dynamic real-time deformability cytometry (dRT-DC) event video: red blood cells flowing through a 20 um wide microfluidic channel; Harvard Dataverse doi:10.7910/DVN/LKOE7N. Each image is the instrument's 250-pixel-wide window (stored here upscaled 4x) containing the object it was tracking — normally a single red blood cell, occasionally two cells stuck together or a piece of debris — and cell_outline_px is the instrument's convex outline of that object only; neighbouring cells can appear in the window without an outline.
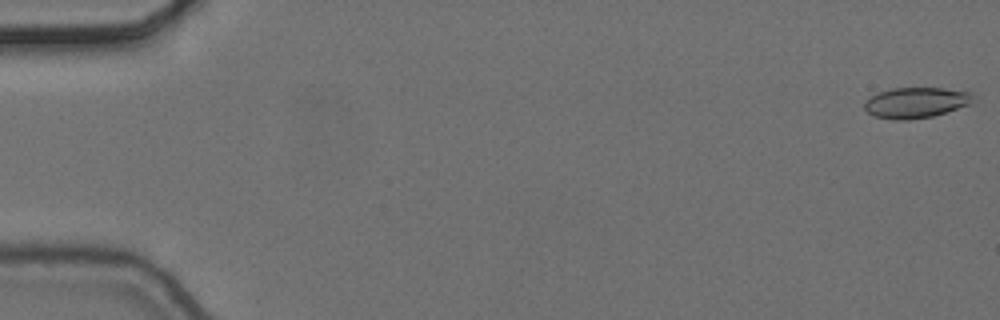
{"species": "common noctule bat (a hibernating species)", "species_latin": "Nyctalus noctula", "temperature_condition": "cold", "stored_images_in_passage": 8, "camera_frame_rate_fps": 3000, "um_per_image_px": 0.085, "animal": {"sex": "female", "body_mass_g": 24.6, "forearm_length_mm": 56.2}, "frame": {"image": 1, "passage_image": 1, "time_ms": 0.0, "image_size_px": [1000, 320], "cell_outline_px": [[972, 92], [968, 104], [932, 116], [908, 120], [892, 120], [872, 116], [864, 108], [864, 100], [880, 92], [892, 88], [944, 88]], "centroid_in_image_um": [77.76, 8.73], "position_along_channel_um": 7.2, "area_um2": 19.13}}
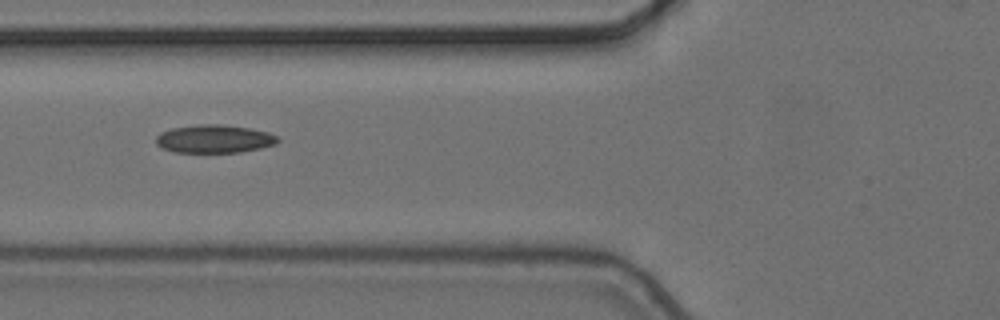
{"frame": {"image": 2, "passage_image": 7, "time_ms": 2.0, "image_size_px": [1000, 320], "cell_outline_px": [[280, 140], [276, 144], [260, 148], [240, 152], [172, 152], [160, 148], [156, 144], [156, 136], [160, 132], [172, 128], [200, 124], [220, 124], [252, 128], [268, 132], [276, 136]], "centroid_in_image_um": [18.19, 11.8], "position_along_channel_um": 107.6, "area_um2": 20.11}}
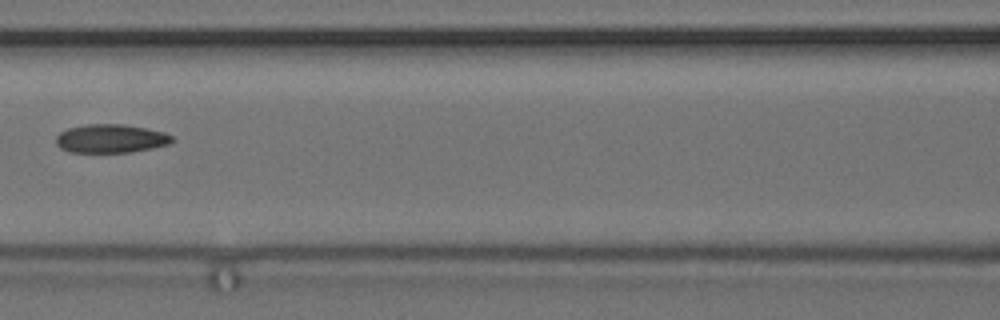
{"frame": {"image": 3, "passage_image": 8, "time_ms": 2.333, "image_size_px": [1000, 320], "cell_outline_px": [[172, 140], [168, 144], [152, 148], [132, 152], [72, 152], [60, 148], [56, 144], [56, 136], [60, 132], [68, 128], [88, 124], [124, 124], [164, 132], [172, 136]], "centroid_in_image_um": [9.39, 11.78], "position_along_channel_um": 157.2, "area_um2": 19.19}}